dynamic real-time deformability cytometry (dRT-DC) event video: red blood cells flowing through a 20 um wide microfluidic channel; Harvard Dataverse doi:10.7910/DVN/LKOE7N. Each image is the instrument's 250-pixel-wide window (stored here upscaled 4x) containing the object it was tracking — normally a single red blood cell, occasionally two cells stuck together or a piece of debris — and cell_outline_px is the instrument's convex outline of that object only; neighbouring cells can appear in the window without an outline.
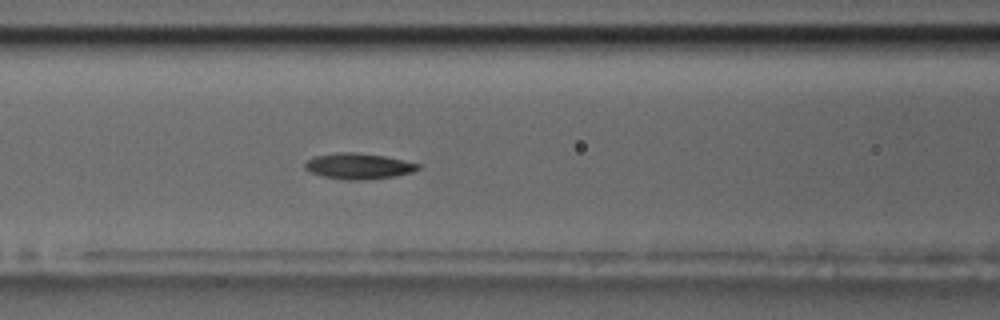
{"species": "common noctule bat (a hibernating species)", "species_latin": "Nyctalus noctula", "temperature_condition": "room temperature", "stored_images_in_passage": 56, "camera_frame_rate_fps": 3000, "um_per_image_px": 0.085, "animal": {"sex": "male", "body_mass_g": 17.5, "forearm_length_mm": 52.3}, "frame": {"image": 1, "passage_image": 23, "time_ms": 7.333, "image_size_px": [1000, 320], "cell_outline_px": [[420, 168], [412, 172], [396, 176], [364, 180], [348, 180], [324, 176], [312, 172], [304, 168], [304, 164], [312, 156], [336, 152], [356, 152], [384, 156], [404, 160], [420, 164]], "centroid_in_image_um": [30.47, 14.11], "position_along_channel_um": 136.1, "area_um2": 17.05}}
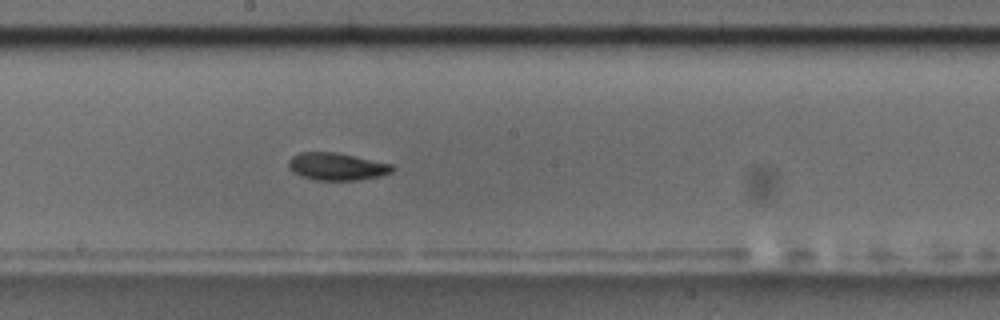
{"frame": {"image": 2, "passage_image": 30, "time_ms": 9.667, "image_size_px": [1000, 320], "cell_outline_px": [[396, 168], [392, 172], [380, 176], [356, 180], [316, 180], [292, 172], [288, 168], [288, 160], [292, 156], [300, 152], [336, 152], [396, 164]], "centroid_in_image_um": [28.67, 14.14], "position_along_channel_um": 219.5, "area_um2": 16.82}}
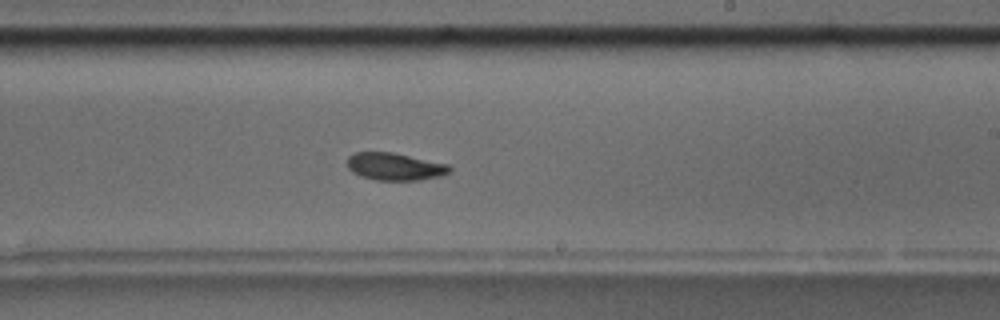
{"frame": {"image": 3, "passage_image": 33, "time_ms": 10.667, "image_size_px": [1000, 320], "cell_outline_px": [[452, 172], [444, 176], [420, 180], [376, 180], [360, 176], [352, 172], [348, 168], [348, 156], [356, 152], [392, 152], [448, 164], [452, 168]], "centroid_in_image_um": [33.6, 14.17], "position_along_channel_um": 255.4, "area_um2": 16.53}, "authors_computed_cell_mechanics": {"area_um2": 16.6464, "velocity_mm_per_s": 3.6026, "shape_relaxation_time_tau1_ms": 4.7281, "shape_relaxation_time_tau2_ms": 6.1081, "deformation_change_tau1": 0.1298, "deformation_change_tau2": 0.0999}}